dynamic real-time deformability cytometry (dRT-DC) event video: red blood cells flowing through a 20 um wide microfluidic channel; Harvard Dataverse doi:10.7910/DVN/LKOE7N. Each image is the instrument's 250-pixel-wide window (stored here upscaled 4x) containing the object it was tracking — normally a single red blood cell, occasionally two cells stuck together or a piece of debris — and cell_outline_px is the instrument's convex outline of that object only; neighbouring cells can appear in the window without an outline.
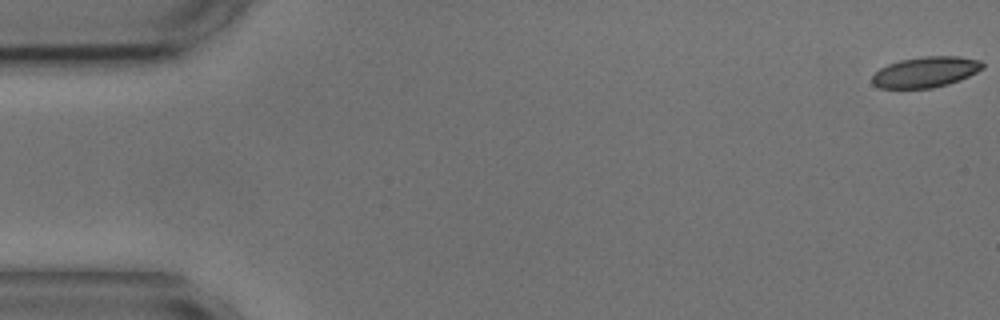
{"species": "common noctule bat (a hibernating species)", "species_latin": "Nyctalus noctula", "temperature_condition": "cold", "stored_images_in_passage": 4, "camera_frame_rate_fps": 3000, "um_per_image_px": 0.085, "animal": {"sex": "male", "body_mass_g": 17.9, "forearm_length_mm": 54.2}, "frame": {"image": 1, "passage_image": 1, "time_ms": 0.0, "image_size_px": [1000, 320], "cell_outline_px": [[984, 68], [960, 80], [948, 84], [932, 88], [880, 88], [872, 84], [872, 76], [880, 68], [888, 64], [900, 60], [920, 56], [960, 56], [980, 60], [984, 64]], "centroid_in_image_um": [78.68, 6.11], "position_along_channel_um": 6.3, "area_um2": 19.83}}